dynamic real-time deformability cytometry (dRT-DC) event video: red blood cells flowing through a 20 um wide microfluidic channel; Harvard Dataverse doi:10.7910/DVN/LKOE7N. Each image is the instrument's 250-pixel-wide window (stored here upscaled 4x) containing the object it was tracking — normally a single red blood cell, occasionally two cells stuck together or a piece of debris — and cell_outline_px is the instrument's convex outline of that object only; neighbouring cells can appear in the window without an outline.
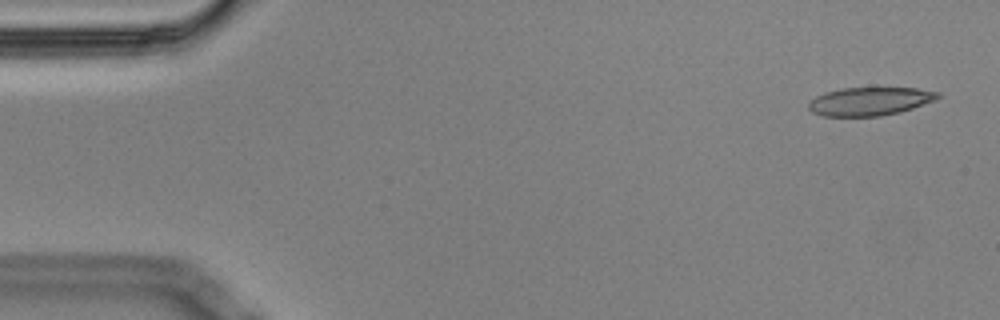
{"species": "Egyptian fruit bat (a non-hibernating species)", "species_latin": "Rousettus aegyptiacus", "temperature_condition": "cold", "stored_images_in_passage": 6, "segment_of_instrument_passage": [2, 2], "camera_frame_rate_fps": 3000, "um_per_image_px": 0.085, "animal": {"sex": "male"}, "frame": {"image": 1, "passage_image": 6, "time_ms": 1.667, "image_size_px": [1000, 320], "cell_outline_px": [[940, 96], [936, 100], [900, 112], [880, 116], [824, 116], [812, 112], [808, 108], [808, 104], [816, 96], [824, 92], [844, 88], [916, 88], [940, 92]], "centroid_in_image_um": [73.94, 8.61], "position_along_channel_um": 11.1, "area_um2": 21.27}}